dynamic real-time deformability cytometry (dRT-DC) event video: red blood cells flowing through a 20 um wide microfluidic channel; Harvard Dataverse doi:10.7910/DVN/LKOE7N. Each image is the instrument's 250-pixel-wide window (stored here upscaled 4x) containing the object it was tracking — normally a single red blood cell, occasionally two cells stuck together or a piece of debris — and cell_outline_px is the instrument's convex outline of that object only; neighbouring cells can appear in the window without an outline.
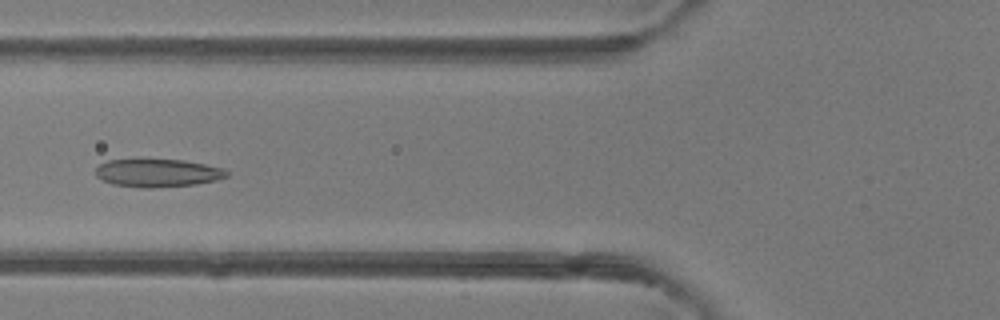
{"species": "common noctule bat (a hibernating species)", "species_latin": "Nyctalus noctula", "temperature_condition": "room temperature", "stored_images_in_passage": 48, "camera_frame_rate_fps": 3000, "um_per_image_px": 0.085, "animal": {"sex": "female"}, "frame": {"image": 1, "passage_image": 19, "time_ms": 6.0, "image_size_px": [1000, 320], "cell_outline_px": [[228, 176], [216, 180], [196, 184], [152, 188], [140, 188], [112, 184], [96, 176], [96, 168], [100, 164], [108, 160], [184, 160], [224, 168], [228, 172]], "centroid_in_image_um": [13.41, 14.71], "position_along_channel_um": 112.4, "area_um2": 21.27}}
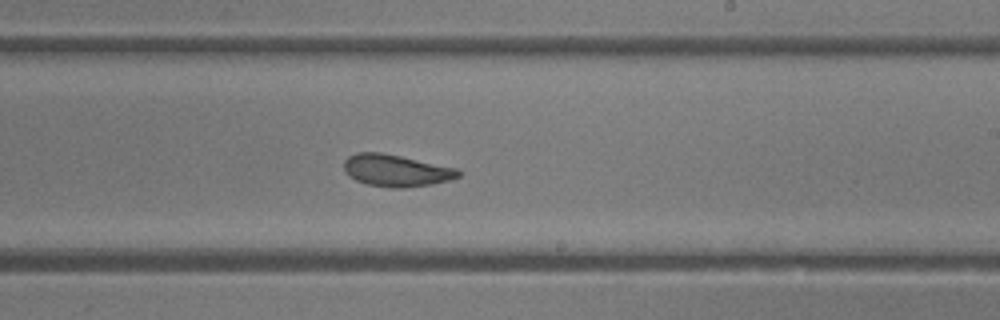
{"frame": {"image": 2, "passage_image": 29, "time_ms": 9.333, "image_size_px": [1000, 320], "cell_outline_px": [[460, 176], [448, 180], [432, 184], [404, 188], [388, 188], [368, 184], [356, 180], [344, 168], [344, 160], [348, 156], [356, 152], [380, 152], [400, 156], [456, 168], [460, 172]], "centroid_in_image_um": [33.66, 14.49], "position_along_channel_um": 255.3, "area_um2": 21.04}}
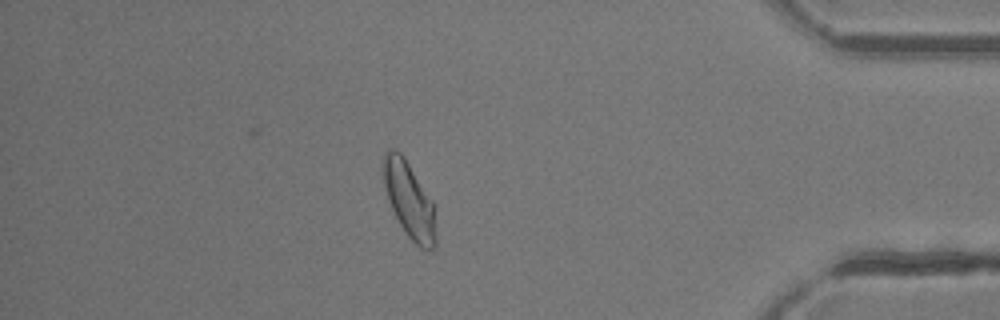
{"frame": {"image": 3, "passage_image": 42, "time_ms": 13.667, "image_size_px": [1000, 320], "cell_outline_px": [[436, 248], [420, 248], [408, 236], [400, 224], [388, 200], [380, 168], [384, 152], [388, 148], [396, 148], [404, 156], [432, 200], [436, 236]], "centroid_in_image_um": [34.74, 16.92], "position_along_channel_um": 400.5, "area_um2": 23.35}, "authors_computed_cell_mechanics": {"area_um2": 23.1489, "velocity_mm_per_s": 4.2862, "shape_relaxation_time_tau1_ms": 7.5565, "shape_relaxation_time_tau2_ms": 1.9955, "deformation_change_tau1": 0.1604, "deformation_change_tau2": 0.0722}}